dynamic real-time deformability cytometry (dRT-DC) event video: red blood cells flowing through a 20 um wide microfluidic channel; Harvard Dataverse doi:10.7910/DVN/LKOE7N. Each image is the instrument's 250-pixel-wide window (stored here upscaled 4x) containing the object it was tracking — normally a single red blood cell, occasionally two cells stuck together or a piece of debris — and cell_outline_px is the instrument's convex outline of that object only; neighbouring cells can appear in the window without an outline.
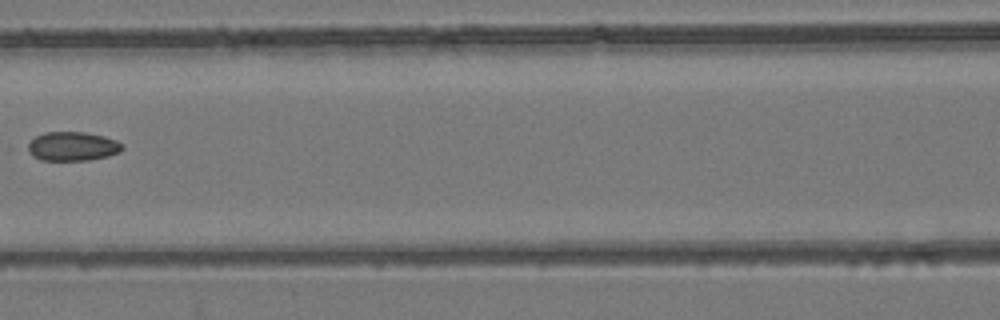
{"species": "common noctule bat (a hibernating species)", "species_latin": "Nyctalus noctula", "temperature_condition": "room temperature", "stored_images_in_passage": 5, "camera_frame_rate_fps": 3000, "um_per_image_px": 0.085, "animal": {"sex": "female", "body_mass_g": 24.6, "forearm_length_mm": 56.2}, "frame": {"image": 1, "passage_image": 5, "time_ms": 5.0, "image_size_px": [1000, 320], "cell_outline_px": [[124, 148], [120, 152], [108, 156], [88, 160], [40, 160], [32, 156], [28, 148], [28, 144], [36, 136], [44, 132], [84, 132], [104, 136], [116, 140], [124, 144]], "centroid_in_image_um": [6.19, 12.44], "position_along_channel_um": 160.4, "area_um2": 16.01}}